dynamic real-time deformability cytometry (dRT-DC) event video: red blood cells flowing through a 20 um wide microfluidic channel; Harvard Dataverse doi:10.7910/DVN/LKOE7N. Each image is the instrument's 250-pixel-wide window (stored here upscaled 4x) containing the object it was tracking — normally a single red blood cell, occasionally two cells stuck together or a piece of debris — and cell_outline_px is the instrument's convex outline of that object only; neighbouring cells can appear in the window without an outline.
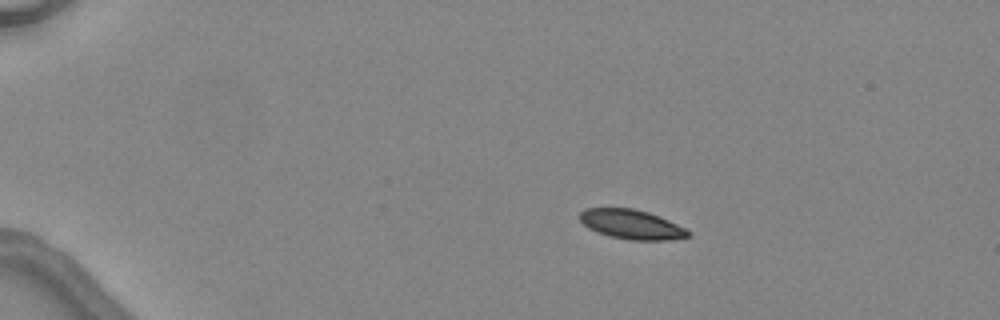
{"species": "common noctule bat (a hibernating species)", "species_latin": "Nyctalus noctula", "temperature_condition": "warm", "stored_images_in_passage": 4, "camera_frame_rate_fps": 3000, "um_per_image_px": 0.085, "animal": {"sex": "female", "body_mass_g": 24.6, "forearm_length_mm": 56.2}, "frame": {"image": 1, "passage_image": 2, "time_ms": 2.0, "image_size_px": [1000, 320], "cell_outline_px": [[692, 232], [688, 236], [668, 240], [628, 240], [596, 232], [588, 228], [580, 220], [580, 212], [584, 208], [632, 208], [648, 212], [668, 220]], "centroid_in_image_um": [53.65, 19.07], "position_along_channel_um": 31.3, "area_um2": 18.44}}